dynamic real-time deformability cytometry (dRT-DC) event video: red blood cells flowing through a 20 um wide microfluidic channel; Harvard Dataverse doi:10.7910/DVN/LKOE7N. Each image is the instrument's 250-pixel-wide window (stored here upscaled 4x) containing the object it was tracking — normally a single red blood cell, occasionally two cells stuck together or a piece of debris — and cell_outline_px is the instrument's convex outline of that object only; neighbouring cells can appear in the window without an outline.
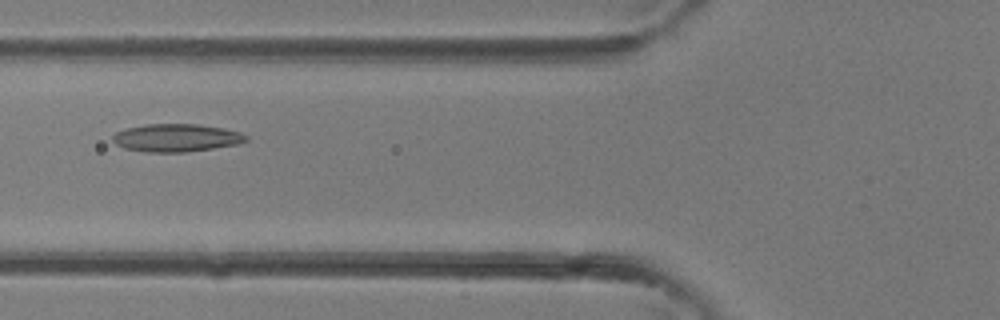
{"species": "common noctule bat (a hibernating species)", "species_latin": "Nyctalus noctula", "temperature_condition": "room temperature", "stored_images_in_passage": 4, "camera_frame_rate_fps": 3000, "um_per_image_px": 0.085, "animal": {"sex": "female"}, "frame": {"image": 1, "passage_image": 4, "time_ms": 1.0, "image_size_px": [1000, 320], "cell_outline_px": [[248, 140], [240, 144], [184, 152], [144, 152], [124, 148], [116, 144], [112, 140], [112, 136], [116, 132], [124, 128], [144, 124], [196, 124], [224, 128], [240, 132], [248, 136]], "centroid_in_image_um": [14.98, 11.71], "position_along_channel_um": 110.8, "area_um2": 21.79}}